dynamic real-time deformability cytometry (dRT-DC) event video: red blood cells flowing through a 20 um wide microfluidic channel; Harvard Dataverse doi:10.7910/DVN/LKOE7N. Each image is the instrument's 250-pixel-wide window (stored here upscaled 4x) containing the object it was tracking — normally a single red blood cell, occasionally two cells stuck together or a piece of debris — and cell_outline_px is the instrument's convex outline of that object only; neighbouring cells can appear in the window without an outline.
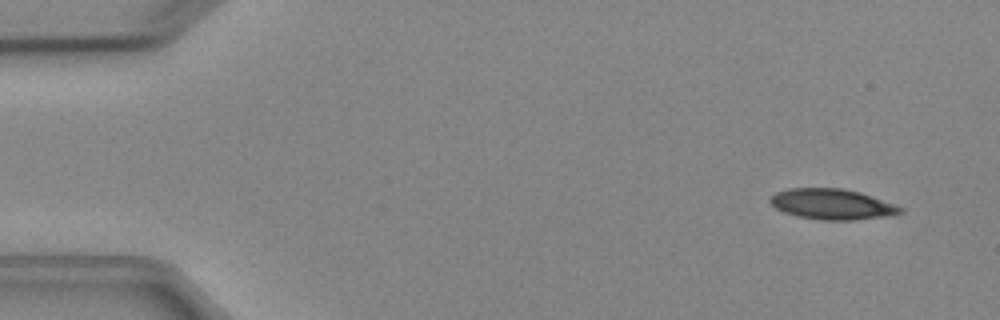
{"species": "Egyptian fruit bat (a non-hibernating species)", "species_latin": "Rousettus aegyptiacus", "temperature_condition": "cold", "stored_images_in_passage": 5, "camera_frame_rate_fps": 3000, "um_per_image_px": 0.085, "animal": {"sex": "female"}, "frame": {"image": 1, "passage_image": 1, "time_ms": 0.0, "image_size_px": [1000, 320], "cell_outline_px": [[904, 212], [892, 216], [852, 220], [820, 220], [800, 216], [784, 212], [776, 208], [768, 200], [768, 196], [776, 192], [788, 188], [844, 188], [860, 192], [896, 204], [904, 208]], "centroid_in_image_um": [70.76, 17.35], "position_along_channel_um": 14.2, "area_um2": 23.47}}
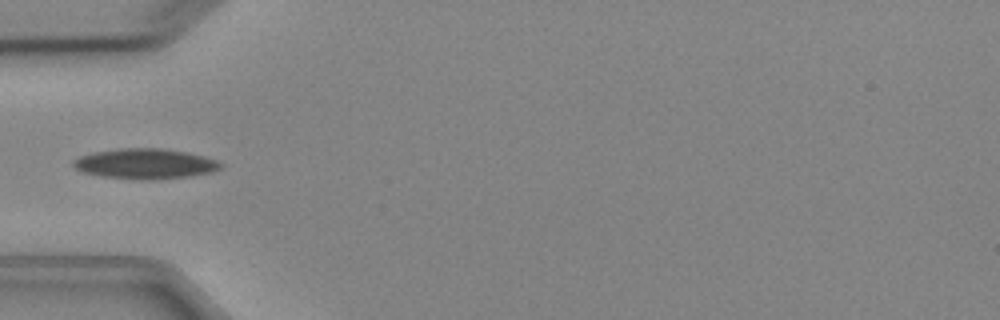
{"frame": {"image": 2, "passage_image": 4, "time_ms": 4.333, "image_size_px": [1000, 320], "cell_outline_px": [[224, 164], [220, 168], [212, 172], [188, 176], [156, 180], [140, 180], [100, 176], [84, 172], [76, 168], [72, 164], [72, 160], [80, 156], [92, 152], [116, 148], [164, 148], [188, 152], [204, 156], [216, 160]], "centroid_in_image_um": [12.33, 13.91], "position_along_channel_um": 72.7, "area_um2": 26.24}}